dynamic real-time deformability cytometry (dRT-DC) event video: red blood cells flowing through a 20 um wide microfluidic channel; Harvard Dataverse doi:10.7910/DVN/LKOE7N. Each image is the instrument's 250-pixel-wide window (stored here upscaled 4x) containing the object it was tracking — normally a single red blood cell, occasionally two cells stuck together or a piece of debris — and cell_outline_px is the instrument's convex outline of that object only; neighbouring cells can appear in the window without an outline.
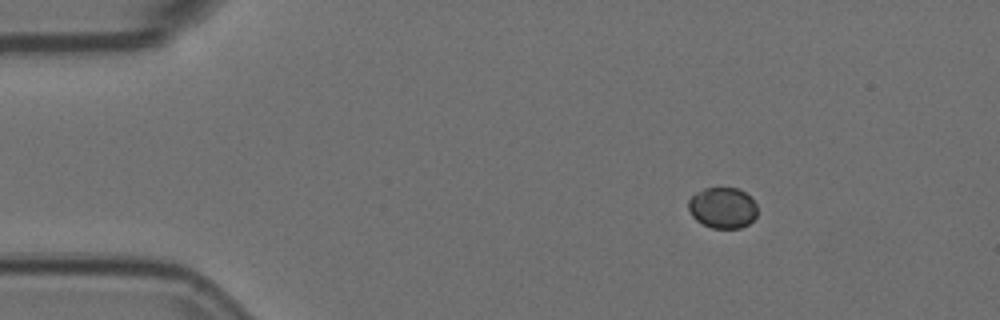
{"species": "Egyptian fruit bat (a non-hibernating species)", "species_latin": "Rousettus aegyptiacus", "temperature_condition": "room temperature", "stored_images_in_passage": 6, "camera_frame_rate_fps": 3000, "um_per_image_px": 0.085, "animal": {"sex": "female"}, "frame": {"image": 1, "passage_image": 1, "time_ms": 0.0, "image_size_px": [1000, 320], "cell_outline_px": [[756, 216], [748, 224], [740, 228], [712, 228], [696, 220], [692, 216], [688, 208], [688, 200], [696, 192], [704, 188], [736, 188], [744, 192], [756, 204]], "centroid_in_image_um": [61.4, 17.66], "position_along_channel_um": 23.6, "area_um2": 16.3}}
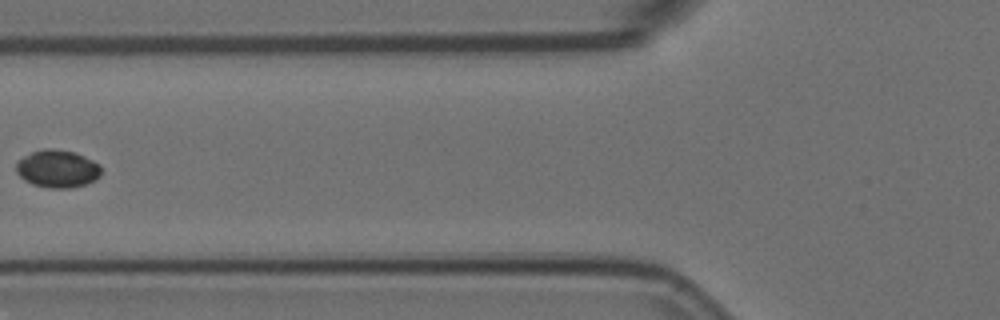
{"frame": {"image": 2, "passage_image": 5, "time_ms": 1.333, "image_size_px": [1000, 320], "cell_outline_px": [[100, 176], [96, 180], [72, 188], [48, 188], [32, 184], [24, 180], [16, 172], [16, 160], [32, 152], [44, 148], [52, 148], [76, 152], [100, 164]], "centroid_in_image_um": [4.87, 14.34], "position_along_channel_um": 120.9, "area_um2": 18.84}}
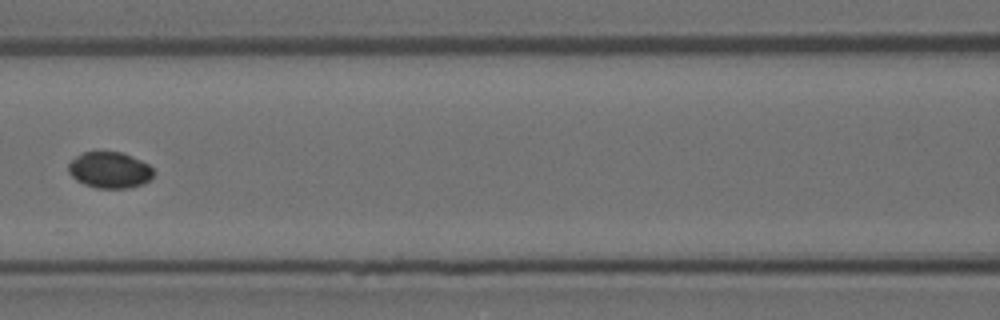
{"frame": {"image": 3, "passage_image": 6, "time_ms": 1.667, "image_size_px": [1000, 320], "cell_outline_px": [[156, 172], [144, 184], [128, 188], [96, 188], [84, 184], [76, 180], [68, 172], [68, 164], [76, 156], [84, 152], [120, 152], [132, 156], [148, 164]], "centroid_in_image_um": [9.33, 14.46], "position_along_channel_um": 157.3, "area_um2": 17.98}}